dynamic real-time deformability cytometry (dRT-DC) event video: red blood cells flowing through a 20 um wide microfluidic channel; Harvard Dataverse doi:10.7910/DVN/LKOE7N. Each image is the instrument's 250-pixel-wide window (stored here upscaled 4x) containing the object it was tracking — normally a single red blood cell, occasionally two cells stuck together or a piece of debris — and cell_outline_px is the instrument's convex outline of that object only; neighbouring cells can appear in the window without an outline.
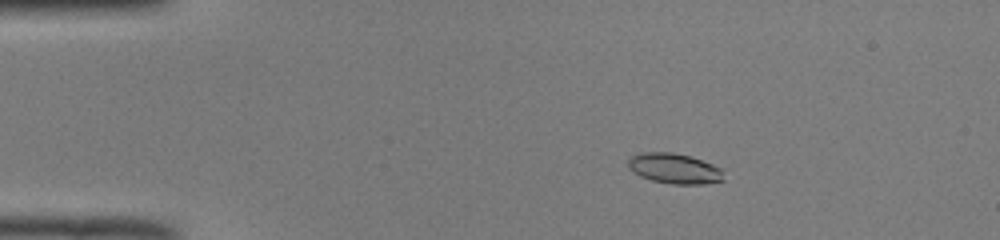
{"species": "common noctule bat (a hibernating species)", "species_latin": "Nyctalus noctula", "temperature_condition": "room temperature", "stored_images_in_passage": 47, "camera_frame_rate_fps": 3000, "um_per_image_px": 0.085, "animal": {"sex": "male", "body_mass_g": 19.0, "forearm_length_mm": 50.8}, "frame": {"image": 1, "passage_image": 5, "time_ms": 1.333, "image_size_px": [1000, 240], "cell_outline_px": [[724, 180], [704, 184], [672, 184], [652, 180], [640, 176], [632, 172], [628, 168], [628, 160], [632, 156], [640, 152], [672, 152], [692, 156], [724, 168]], "centroid_in_image_um": [57.36, 14.31], "position_along_channel_um": 27.6, "area_um2": 17.22}}
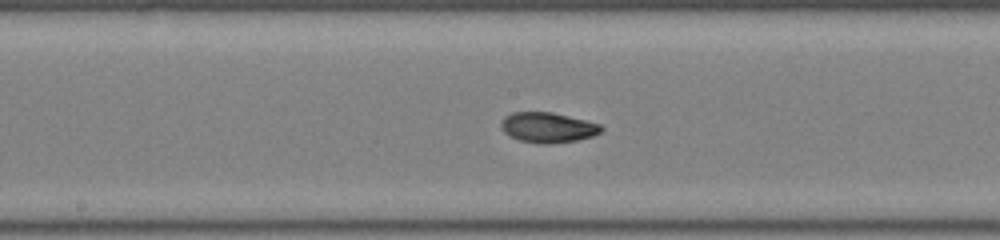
{"frame": {"image": 2, "passage_image": 23, "time_ms": 7.333, "image_size_px": [1000, 240], "cell_outline_px": [[604, 128], [600, 132], [592, 136], [576, 140], [548, 144], [540, 144], [520, 140], [504, 132], [500, 124], [504, 116], [512, 112], [552, 112], [600, 124]], "centroid_in_image_um": [46.55, 10.83], "position_along_channel_um": 201.6, "area_um2": 17.46}}
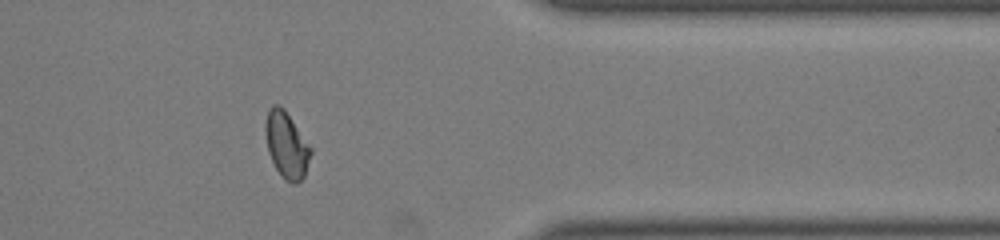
{"frame": {"image": 3, "passage_image": 38, "time_ms": 12.333, "image_size_px": [1000, 240], "cell_outline_px": [[312, 152], [304, 176], [296, 184], [292, 184], [284, 180], [276, 168], [268, 152], [264, 132], [264, 124], [268, 108], [272, 104], [280, 104], [284, 108], [312, 148]], "centroid_in_image_um": [24.33, 12.29], "position_along_channel_um": 387.1, "area_um2": 17.74}}